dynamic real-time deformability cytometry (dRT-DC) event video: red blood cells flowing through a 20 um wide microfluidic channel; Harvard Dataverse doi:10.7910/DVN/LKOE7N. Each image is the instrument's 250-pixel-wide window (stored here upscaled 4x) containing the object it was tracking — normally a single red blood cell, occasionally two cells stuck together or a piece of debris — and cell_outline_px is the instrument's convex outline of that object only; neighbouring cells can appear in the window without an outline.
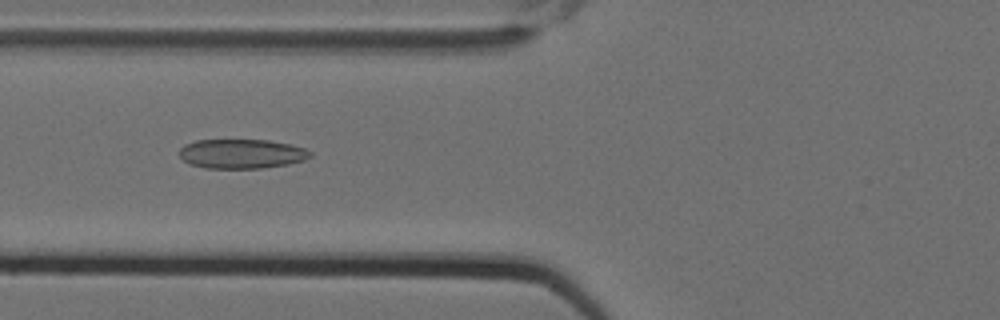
{"species": "Egyptian fruit bat (a non-hibernating species)", "species_latin": "Rousettus aegyptiacus", "temperature_condition": "cold", "stored_images_in_passage": 15, "camera_frame_rate_fps": 3000, "um_per_image_px": 0.085, "animal": {"sex": "female"}, "frame": {"image": 1, "passage_image": 7, "time_ms": 2.0, "image_size_px": [1000, 320], "cell_outline_px": [[312, 156], [304, 160], [288, 164], [264, 168], [204, 168], [192, 164], [184, 160], [180, 156], [180, 148], [184, 144], [196, 140], [268, 140], [288, 144], [304, 148], [312, 152]], "centroid_in_image_um": [20.55, 13.07], "position_along_channel_um": 105.3, "area_um2": 22.37}}
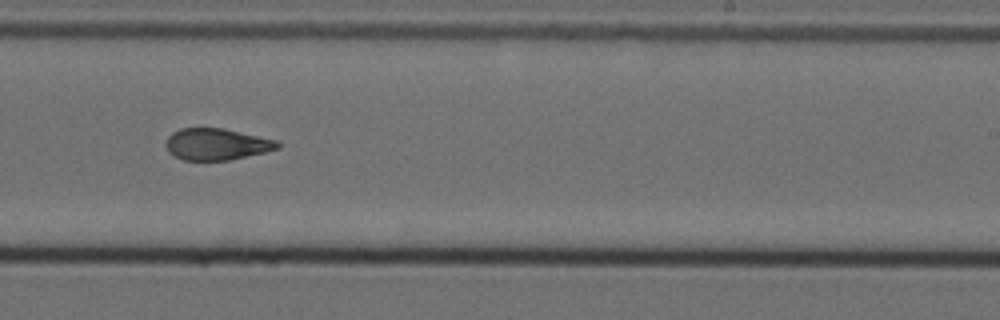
{"frame": {"image": 2, "passage_image": 11, "time_ms": 3.333, "image_size_px": [1000, 320], "cell_outline_px": [[280, 148], [264, 152], [228, 160], [184, 160], [172, 156], [168, 152], [164, 144], [168, 136], [172, 132], [180, 128], [224, 128], [276, 140], [280, 144]], "centroid_in_image_um": [18.36, 12.25], "position_along_channel_um": 270.6, "area_um2": 20.63}}
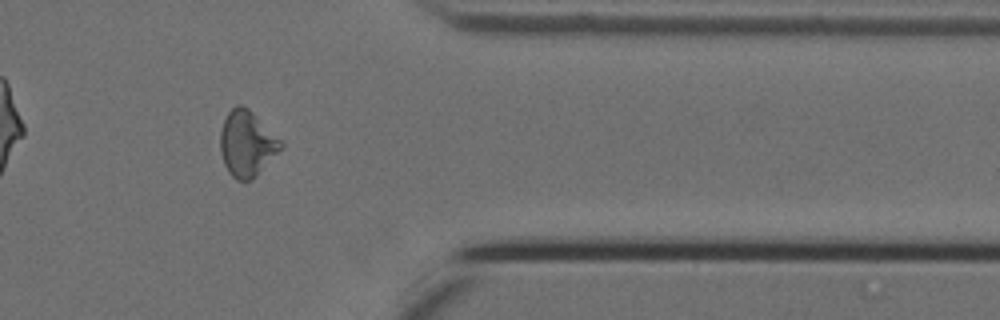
{"frame": {"image": 3, "passage_image": 14, "time_ms": 4.333, "image_size_px": [1000, 320], "cell_outline_px": [[284, 148], [252, 180], [236, 180], [228, 172], [224, 164], [220, 152], [220, 132], [224, 120], [228, 112], [236, 104], [240, 104], [248, 108], [284, 144]], "centroid_in_image_um": [20.98, 12.23], "position_along_channel_um": 390.4, "area_um2": 23.18}}